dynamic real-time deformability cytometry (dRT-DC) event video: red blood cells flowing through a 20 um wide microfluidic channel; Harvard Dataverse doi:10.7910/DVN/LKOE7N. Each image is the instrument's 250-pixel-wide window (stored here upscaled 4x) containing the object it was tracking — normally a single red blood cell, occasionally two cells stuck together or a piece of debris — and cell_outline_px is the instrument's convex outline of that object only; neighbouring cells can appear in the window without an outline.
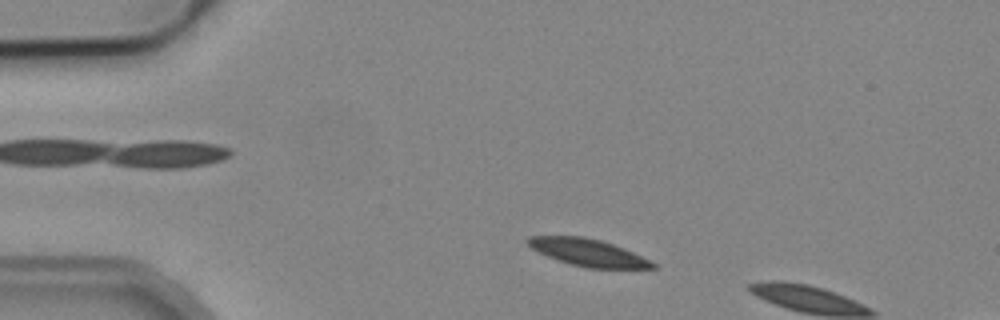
{"species": "common noctule bat (a hibernating species)", "species_latin": "Nyctalus noctula", "temperature_condition": "cold", "stored_images_in_passage": 7, "camera_frame_rate_fps": 3000, "um_per_image_px": 0.085, "animal": {"sex": "male", "body_mass_g": 19.2, "forearm_length_mm": 51.8}, "frame": {"image": 1, "passage_image": 5, "time_ms": 1.333, "image_size_px": [1000, 320], "cell_outline_px": [[656, 268], [584, 268], [548, 256], [532, 248], [528, 244], [528, 240], [532, 236], [584, 236], [600, 240], [624, 248], [656, 264]], "centroid_in_image_um": [50.0, 21.46], "position_along_channel_um": 35.0, "area_um2": 19.25}}